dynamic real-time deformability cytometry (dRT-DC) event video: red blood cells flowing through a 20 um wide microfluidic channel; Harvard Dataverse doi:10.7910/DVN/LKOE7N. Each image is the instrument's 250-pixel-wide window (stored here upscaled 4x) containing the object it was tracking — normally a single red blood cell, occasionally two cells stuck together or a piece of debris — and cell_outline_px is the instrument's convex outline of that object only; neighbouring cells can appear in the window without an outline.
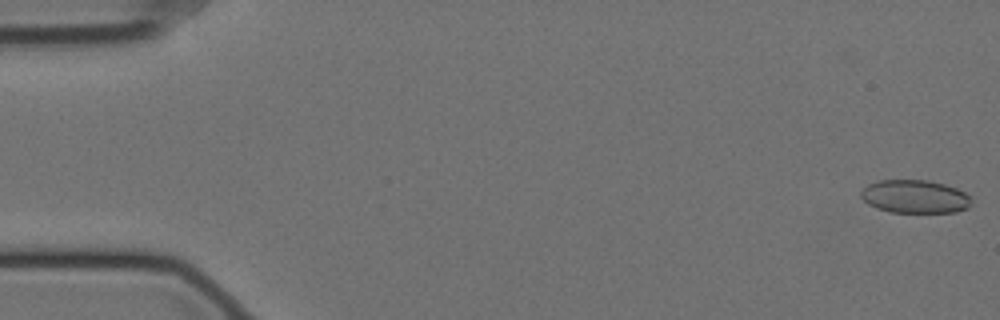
{"species": "Egyptian fruit bat (a non-hibernating species)", "species_latin": "Rousettus aegyptiacus", "temperature_condition": "cold", "stored_images_in_passage": 57, "camera_frame_rate_fps": 3000, "um_per_image_px": 0.085, "animal": {"sex": "female"}, "frame": {"image": 1, "passage_image": 1, "time_ms": 0.0, "image_size_px": [1000, 320], "cell_outline_px": [[972, 204], [968, 208], [956, 212], [888, 212], [876, 208], [868, 204], [860, 196], [860, 192], [868, 184], [876, 180], [928, 180], [944, 184], [956, 188], [964, 192], [972, 200]], "centroid_in_image_um": [77.75, 16.71], "position_along_channel_um": 7.2, "area_um2": 21.5}}
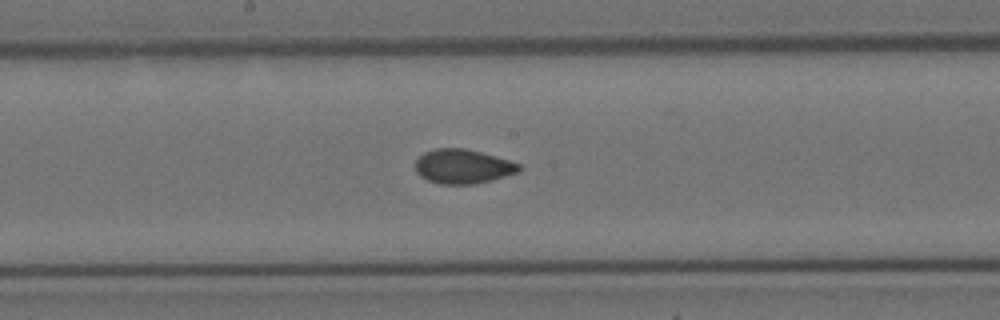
{"frame": {"image": 2, "passage_image": 30, "time_ms": 9.667, "image_size_px": [1000, 320], "cell_outline_px": [[524, 168], [520, 172], [492, 180], [476, 184], [440, 184], [428, 180], [420, 176], [416, 172], [416, 160], [424, 152], [436, 148], [464, 148], [496, 156], [520, 164]], "centroid_in_image_um": [39.37, 14.15], "position_along_channel_um": 208.8, "area_um2": 20.87}}
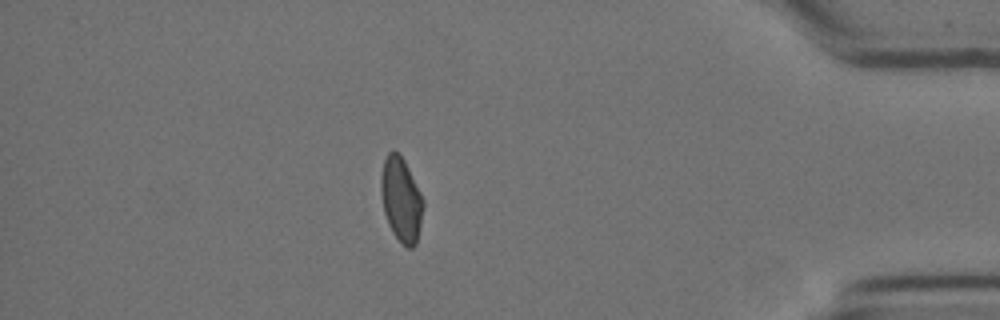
{"frame": {"image": 3, "passage_image": 50, "time_ms": 16.333, "image_size_px": [1000, 320], "cell_outline_px": [[424, 208], [416, 244], [412, 248], [408, 248], [392, 232], [388, 224], [384, 212], [380, 192], [380, 176], [384, 160], [388, 152], [392, 148], [404, 160], [424, 200]], "centroid_in_image_um": [34.08, 16.95], "position_along_channel_um": 401.1, "area_um2": 20.75}, "authors_computed_cell_mechanics": {"area_um2": 21.097, "velocity_mm_per_s": 3.5154, "shape_relaxation_time_tau1_ms": null, "shape_relaxation_time_tau2_ms": 1.7465, "deformation_change_tau1": null, "deformation_change_tau2": 0.0464}}